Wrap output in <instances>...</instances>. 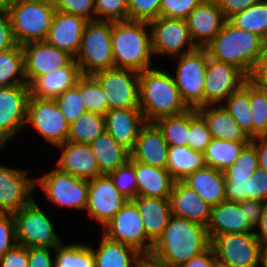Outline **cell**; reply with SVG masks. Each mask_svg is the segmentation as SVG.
<instances>
[{
    "instance_id": "50",
    "label": "cell",
    "mask_w": 267,
    "mask_h": 267,
    "mask_svg": "<svg viewBox=\"0 0 267 267\" xmlns=\"http://www.w3.org/2000/svg\"><path fill=\"white\" fill-rule=\"evenodd\" d=\"M161 0H128V20L149 22L159 17Z\"/></svg>"
},
{
    "instance_id": "60",
    "label": "cell",
    "mask_w": 267,
    "mask_h": 267,
    "mask_svg": "<svg viewBox=\"0 0 267 267\" xmlns=\"http://www.w3.org/2000/svg\"><path fill=\"white\" fill-rule=\"evenodd\" d=\"M226 200H248V181H225Z\"/></svg>"
},
{
    "instance_id": "3",
    "label": "cell",
    "mask_w": 267,
    "mask_h": 267,
    "mask_svg": "<svg viewBox=\"0 0 267 267\" xmlns=\"http://www.w3.org/2000/svg\"><path fill=\"white\" fill-rule=\"evenodd\" d=\"M139 108L147 122L178 115L189 109L172 74L155 67L139 72Z\"/></svg>"
},
{
    "instance_id": "59",
    "label": "cell",
    "mask_w": 267,
    "mask_h": 267,
    "mask_svg": "<svg viewBox=\"0 0 267 267\" xmlns=\"http://www.w3.org/2000/svg\"><path fill=\"white\" fill-rule=\"evenodd\" d=\"M239 203L241 209H244V213L246 214L245 216L249 225L256 230V227L261 219V213L263 212L265 202L248 199L239 201Z\"/></svg>"
},
{
    "instance_id": "25",
    "label": "cell",
    "mask_w": 267,
    "mask_h": 267,
    "mask_svg": "<svg viewBox=\"0 0 267 267\" xmlns=\"http://www.w3.org/2000/svg\"><path fill=\"white\" fill-rule=\"evenodd\" d=\"M82 76L75 59L67 66L37 77L30 85V97L41 99H56L66 90L76 86Z\"/></svg>"
},
{
    "instance_id": "43",
    "label": "cell",
    "mask_w": 267,
    "mask_h": 267,
    "mask_svg": "<svg viewBox=\"0 0 267 267\" xmlns=\"http://www.w3.org/2000/svg\"><path fill=\"white\" fill-rule=\"evenodd\" d=\"M257 168L256 148L250 142L244 147L237 160L223 172L225 181H248Z\"/></svg>"
},
{
    "instance_id": "46",
    "label": "cell",
    "mask_w": 267,
    "mask_h": 267,
    "mask_svg": "<svg viewBox=\"0 0 267 267\" xmlns=\"http://www.w3.org/2000/svg\"><path fill=\"white\" fill-rule=\"evenodd\" d=\"M117 190L127 199L132 200L137 197V179L135 175V161L129 160L111 171L109 174Z\"/></svg>"
},
{
    "instance_id": "7",
    "label": "cell",
    "mask_w": 267,
    "mask_h": 267,
    "mask_svg": "<svg viewBox=\"0 0 267 267\" xmlns=\"http://www.w3.org/2000/svg\"><path fill=\"white\" fill-rule=\"evenodd\" d=\"M177 66L172 77L180 92L183 102L189 109L203 106V93L209 53L206 48L175 56Z\"/></svg>"
},
{
    "instance_id": "33",
    "label": "cell",
    "mask_w": 267,
    "mask_h": 267,
    "mask_svg": "<svg viewBox=\"0 0 267 267\" xmlns=\"http://www.w3.org/2000/svg\"><path fill=\"white\" fill-rule=\"evenodd\" d=\"M101 174H109L130 158V152L106 130L89 144Z\"/></svg>"
},
{
    "instance_id": "62",
    "label": "cell",
    "mask_w": 267,
    "mask_h": 267,
    "mask_svg": "<svg viewBox=\"0 0 267 267\" xmlns=\"http://www.w3.org/2000/svg\"><path fill=\"white\" fill-rule=\"evenodd\" d=\"M258 156V167L267 172V136H257L251 139Z\"/></svg>"
},
{
    "instance_id": "23",
    "label": "cell",
    "mask_w": 267,
    "mask_h": 267,
    "mask_svg": "<svg viewBox=\"0 0 267 267\" xmlns=\"http://www.w3.org/2000/svg\"><path fill=\"white\" fill-rule=\"evenodd\" d=\"M55 147L62 151L55 165L60 171L86 180L102 175L96 158L88 144L66 141Z\"/></svg>"
},
{
    "instance_id": "11",
    "label": "cell",
    "mask_w": 267,
    "mask_h": 267,
    "mask_svg": "<svg viewBox=\"0 0 267 267\" xmlns=\"http://www.w3.org/2000/svg\"><path fill=\"white\" fill-rule=\"evenodd\" d=\"M102 229V234L111 240L141 254L151 253L154 243L147 237L139 210L132 200H128Z\"/></svg>"
},
{
    "instance_id": "57",
    "label": "cell",
    "mask_w": 267,
    "mask_h": 267,
    "mask_svg": "<svg viewBox=\"0 0 267 267\" xmlns=\"http://www.w3.org/2000/svg\"><path fill=\"white\" fill-rule=\"evenodd\" d=\"M248 82L254 87L267 90V56L262 53L248 76Z\"/></svg>"
},
{
    "instance_id": "38",
    "label": "cell",
    "mask_w": 267,
    "mask_h": 267,
    "mask_svg": "<svg viewBox=\"0 0 267 267\" xmlns=\"http://www.w3.org/2000/svg\"><path fill=\"white\" fill-rule=\"evenodd\" d=\"M104 115L85 112L69 125L68 142L90 144L105 131Z\"/></svg>"
},
{
    "instance_id": "34",
    "label": "cell",
    "mask_w": 267,
    "mask_h": 267,
    "mask_svg": "<svg viewBox=\"0 0 267 267\" xmlns=\"http://www.w3.org/2000/svg\"><path fill=\"white\" fill-rule=\"evenodd\" d=\"M206 167L204 152L188 146H169L166 169L175 181Z\"/></svg>"
},
{
    "instance_id": "24",
    "label": "cell",
    "mask_w": 267,
    "mask_h": 267,
    "mask_svg": "<svg viewBox=\"0 0 267 267\" xmlns=\"http://www.w3.org/2000/svg\"><path fill=\"white\" fill-rule=\"evenodd\" d=\"M171 215L185 218L204 226L210 220L211 206L200 195L185 185L175 181L169 196Z\"/></svg>"
},
{
    "instance_id": "20",
    "label": "cell",
    "mask_w": 267,
    "mask_h": 267,
    "mask_svg": "<svg viewBox=\"0 0 267 267\" xmlns=\"http://www.w3.org/2000/svg\"><path fill=\"white\" fill-rule=\"evenodd\" d=\"M223 12L214 0H204L186 18L192 42L205 48L226 23Z\"/></svg>"
},
{
    "instance_id": "6",
    "label": "cell",
    "mask_w": 267,
    "mask_h": 267,
    "mask_svg": "<svg viewBox=\"0 0 267 267\" xmlns=\"http://www.w3.org/2000/svg\"><path fill=\"white\" fill-rule=\"evenodd\" d=\"M75 61L82 75L114 68L111 21H89L84 29Z\"/></svg>"
},
{
    "instance_id": "37",
    "label": "cell",
    "mask_w": 267,
    "mask_h": 267,
    "mask_svg": "<svg viewBox=\"0 0 267 267\" xmlns=\"http://www.w3.org/2000/svg\"><path fill=\"white\" fill-rule=\"evenodd\" d=\"M234 118L247 136L253 138V121L250 106V82H246L239 90L233 92L221 104Z\"/></svg>"
},
{
    "instance_id": "45",
    "label": "cell",
    "mask_w": 267,
    "mask_h": 267,
    "mask_svg": "<svg viewBox=\"0 0 267 267\" xmlns=\"http://www.w3.org/2000/svg\"><path fill=\"white\" fill-rule=\"evenodd\" d=\"M212 140L204 118L196 109H188V147L204 152Z\"/></svg>"
},
{
    "instance_id": "19",
    "label": "cell",
    "mask_w": 267,
    "mask_h": 267,
    "mask_svg": "<svg viewBox=\"0 0 267 267\" xmlns=\"http://www.w3.org/2000/svg\"><path fill=\"white\" fill-rule=\"evenodd\" d=\"M24 51L25 78L29 86L37 77L67 66L74 57L48 44L34 41L22 45Z\"/></svg>"
},
{
    "instance_id": "40",
    "label": "cell",
    "mask_w": 267,
    "mask_h": 267,
    "mask_svg": "<svg viewBox=\"0 0 267 267\" xmlns=\"http://www.w3.org/2000/svg\"><path fill=\"white\" fill-rule=\"evenodd\" d=\"M238 29L249 31L267 39V0H260L228 20Z\"/></svg>"
},
{
    "instance_id": "28",
    "label": "cell",
    "mask_w": 267,
    "mask_h": 267,
    "mask_svg": "<svg viewBox=\"0 0 267 267\" xmlns=\"http://www.w3.org/2000/svg\"><path fill=\"white\" fill-rule=\"evenodd\" d=\"M196 110L207 123L212 138L234 142H251V139L221 104L205 105Z\"/></svg>"
},
{
    "instance_id": "32",
    "label": "cell",
    "mask_w": 267,
    "mask_h": 267,
    "mask_svg": "<svg viewBox=\"0 0 267 267\" xmlns=\"http://www.w3.org/2000/svg\"><path fill=\"white\" fill-rule=\"evenodd\" d=\"M98 248L92 245L95 267H134L142 255L134 248L111 240L101 233Z\"/></svg>"
},
{
    "instance_id": "56",
    "label": "cell",
    "mask_w": 267,
    "mask_h": 267,
    "mask_svg": "<svg viewBox=\"0 0 267 267\" xmlns=\"http://www.w3.org/2000/svg\"><path fill=\"white\" fill-rule=\"evenodd\" d=\"M16 45L8 12L0 11V52L14 48Z\"/></svg>"
},
{
    "instance_id": "39",
    "label": "cell",
    "mask_w": 267,
    "mask_h": 267,
    "mask_svg": "<svg viewBox=\"0 0 267 267\" xmlns=\"http://www.w3.org/2000/svg\"><path fill=\"white\" fill-rule=\"evenodd\" d=\"M63 243L54 248L55 267H95L90 245L81 242L68 245Z\"/></svg>"
},
{
    "instance_id": "47",
    "label": "cell",
    "mask_w": 267,
    "mask_h": 267,
    "mask_svg": "<svg viewBox=\"0 0 267 267\" xmlns=\"http://www.w3.org/2000/svg\"><path fill=\"white\" fill-rule=\"evenodd\" d=\"M55 100L69 124L85 113L86 110L82 103V95H80V78L75 87L66 90Z\"/></svg>"
},
{
    "instance_id": "64",
    "label": "cell",
    "mask_w": 267,
    "mask_h": 267,
    "mask_svg": "<svg viewBox=\"0 0 267 267\" xmlns=\"http://www.w3.org/2000/svg\"><path fill=\"white\" fill-rule=\"evenodd\" d=\"M134 267H170L151 254H142Z\"/></svg>"
},
{
    "instance_id": "12",
    "label": "cell",
    "mask_w": 267,
    "mask_h": 267,
    "mask_svg": "<svg viewBox=\"0 0 267 267\" xmlns=\"http://www.w3.org/2000/svg\"><path fill=\"white\" fill-rule=\"evenodd\" d=\"M28 124L51 146L62 144L68 139L70 124L55 99L29 97L25 126Z\"/></svg>"
},
{
    "instance_id": "65",
    "label": "cell",
    "mask_w": 267,
    "mask_h": 267,
    "mask_svg": "<svg viewBox=\"0 0 267 267\" xmlns=\"http://www.w3.org/2000/svg\"><path fill=\"white\" fill-rule=\"evenodd\" d=\"M261 266L267 267V243L261 245Z\"/></svg>"
},
{
    "instance_id": "61",
    "label": "cell",
    "mask_w": 267,
    "mask_h": 267,
    "mask_svg": "<svg viewBox=\"0 0 267 267\" xmlns=\"http://www.w3.org/2000/svg\"><path fill=\"white\" fill-rule=\"evenodd\" d=\"M180 267H219L213 248L210 246L201 254L192 257Z\"/></svg>"
},
{
    "instance_id": "52",
    "label": "cell",
    "mask_w": 267,
    "mask_h": 267,
    "mask_svg": "<svg viewBox=\"0 0 267 267\" xmlns=\"http://www.w3.org/2000/svg\"><path fill=\"white\" fill-rule=\"evenodd\" d=\"M17 244L14 215L0 213V257Z\"/></svg>"
},
{
    "instance_id": "51",
    "label": "cell",
    "mask_w": 267,
    "mask_h": 267,
    "mask_svg": "<svg viewBox=\"0 0 267 267\" xmlns=\"http://www.w3.org/2000/svg\"><path fill=\"white\" fill-rule=\"evenodd\" d=\"M204 0H161L159 16L186 19Z\"/></svg>"
},
{
    "instance_id": "1",
    "label": "cell",
    "mask_w": 267,
    "mask_h": 267,
    "mask_svg": "<svg viewBox=\"0 0 267 267\" xmlns=\"http://www.w3.org/2000/svg\"><path fill=\"white\" fill-rule=\"evenodd\" d=\"M210 244L206 226L171 215L150 254L170 267H180Z\"/></svg>"
},
{
    "instance_id": "26",
    "label": "cell",
    "mask_w": 267,
    "mask_h": 267,
    "mask_svg": "<svg viewBox=\"0 0 267 267\" xmlns=\"http://www.w3.org/2000/svg\"><path fill=\"white\" fill-rule=\"evenodd\" d=\"M106 131L125 149H134L137 136L146 122L140 108L114 109L104 114Z\"/></svg>"
},
{
    "instance_id": "9",
    "label": "cell",
    "mask_w": 267,
    "mask_h": 267,
    "mask_svg": "<svg viewBox=\"0 0 267 267\" xmlns=\"http://www.w3.org/2000/svg\"><path fill=\"white\" fill-rule=\"evenodd\" d=\"M18 245L55 248L62 240L54 231L52 220L33 199L28 205L14 213Z\"/></svg>"
},
{
    "instance_id": "5",
    "label": "cell",
    "mask_w": 267,
    "mask_h": 267,
    "mask_svg": "<svg viewBox=\"0 0 267 267\" xmlns=\"http://www.w3.org/2000/svg\"><path fill=\"white\" fill-rule=\"evenodd\" d=\"M7 12L17 44L24 45L46 40L56 10L52 0H17Z\"/></svg>"
},
{
    "instance_id": "10",
    "label": "cell",
    "mask_w": 267,
    "mask_h": 267,
    "mask_svg": "<svg viewBox=\"0 0 267 267\" xmlns=\"http://www.w3.org/2000/svg\"><path fill=\"white\" fill-rule=\"evenodd\" d=\"M210 246L219 267H260L261 244L254 232L216 236Z\"/></svg>"
},
{
    "instance_id": "21",
    "label": "cell",
    "mask_w": 267,
    "mask_h": 267,
    "mask_svg": "<svg viewBox=\"0 0 267 267\" xmlns=\"http://www.w3.org/2000/svg\"><path fill=\"white\" fill-rule=\"evenodd\" d=\"M169 145L155 122H145L130 157L139 163L166 169Z\"/></svg>"
},
{
    "instance_id": "31",
    "label": "cell",
    "mask_w": 267,
    "mask_h": 267,
    "mask_svg": "<svg viewBox=\"0 0 267 267\" xmlns=\"http://www.w3.org/2000/svg\"><path fill=\"white\" fill-rule=\"evenodd\" d=\"M137 196L169 198L175 180L167 169L135 161Z\"/></svg>"
},
{
    "instance_id": "30",
    "label": "cell",
    "mask_w": 267,
    "mask_h": 267,
    "mask_svg": "<svg viewBox=\"0 0 267 267\" xmlns=\"http://www.w3.org/2000/svg\"><path fill=\"white\" fill-rule=\"evenodd\" d=\"M181 181L196 191L211 207L226 200L225 176L222 171L206 166Z\"/></svg>"
},
{
    "instance_id": "67",
    "label": "cell",
    "mask_w": 267,
    "mask_h": 267,
    "mask_svg": "<svg viewBox=\"0 0 267 267\" xmlns=\"http://www.w3.org/2000/svg\"><path fill=\"white\" fill-rule=\"evenodd\" d=\"M6 144L7 142L0 136V149H2Z\"/></svg>"
},
{
    "instance_id": "8",
    "label": "cell",
    "mask_w": 267,
    "mask_h": 267,
    "mask_svg": "<svg viewBox=\"0 0 267 267\" xmlns=\"http://www.w3.org/2000/svg\"><path fill=\"white\" fill-rule=\"evenodd\" d=\"M41 187L53 205L85 211L88 201L89 180L75 177L56 167L35 178V188Z\"/></svg>"
},
{
    "instance_id": "44",
    "label": "cell",
    "mask_w": 267,
    "mask_h": 267,
    "mask_svg": "<svg viewBox=\"0 0 267 267\" xmlns=\"http://www.w3.org/2000/svg\"><path fill=\"white\" fill-rule=\"evenodd\" d=\"M250 106L253 121V138L267 136V90L250 83Z\"/></svg>"
},
{
    "instance_id": "15",
    "label": "cell",
    "mask_w": 267,
    "mask_h": 267,
    "mask_svg": "<svg viewBox=\"0 0 267 267\" xmlns=\"http://www.w3.org/2000/svg\"><path fill=\"white\" fill-rule=\"evenodd\" d=\"M247 81L248 77L237 67L209 57L203 93V106L222 104Z\"/></svg>"
},
{
    "instance_id": "29",
    "label": "cell",
    "mask_w": 267,
    "mask_h": 267,
    "mask_svg": "<svg viewBox=\"0 0 267 267\" xmlns=\"http://www.w3.org/2000/svg\"><path fill=\"white\" fill-rule=\"evenodd\" d=\"M132 201L139 210L147 237L155 243L171 216L169 198L137 196Z\"/></svg>"
},
{
    "instance_id": "4",
    "label": "cell",
    "mask_w": 267,
    "mask_h": 267,
    "mask_svg": "<svg viewBox=\"0 0 267 267\" xmlns=\"http://www.w3.org/2000/svg\"><path fill=\"white\" fill-rule=\"evenodd\" d=\"M263 47V38L255 33L238 29L227 20L205 48L210 58L231 64L248 77L256 60L263 53Z\"/></svg>"
},
{
    "instance_id": "53",
    "label": "cell",
    "mask_w": 267,
    "mask_h": 267,
    "mask_svg": "<svg viewBox=\"0 0 267 267\" xmlns=\"http://www.w3.org/2000/svg\"><path fill=\"white\" fill-rule=\"evenodd\" d=\"M248 199L267 201V172L260 167L248 180Z\"/></svg>"
},
{
    "instance_id": "42",
    "label": "cell",
    "mask_w": 267,
    "mask_h": 267,
    "mask_svg": "<svg viewBox=\"0 0 267 267\" xmlns=\"http://www.w3.org/2000/svg\"><path fill=\"white\" fill-rule=\"evenodd\" d=\"M80 95L86 112L104 115L108 111V99L99 82L92 75L80 77Z\"/></svg>"
},
{
    "instance_id": "63",
    "label": "cell",
    "mask_w": 267,
    "mask_h": 267,
    "mask_svg": "<svg viewBox=\"0 0 267 267\" xmlns=\"http://www.w3.org/2000/svg\"><path fill=\"white\" fill-rule=\"evenodd\" d=\"M260 231H254L257 239L260 241V244L267 243V201H265V205L263 208V212L261 213V219L256 227Z\"/></svg>"
},
{
    "instance_id": "2",
    "label": "cell",
    "mask_w": 267,
    "mask_h": 267,
    "mask_svg": "<svg viewBox=\"0 0 267 267\" xmlns=\"http://www.w3.org/2000/svg\"><path fill=\"white\" fill-rule=\"evenodd\" d=\"M112 53L115 68L136 72L152 68L153 50L148 22L111 21Z\"/></svg>"
},
{
    "instance_id": "18",
    "label": "cell",
    "mask_w": 267,
    "mask_h": 267,
    "mask_svg": "<svg viewBox=\"0 0 267 267\" xmlns=\"http://www.w3.org/2000/svg\"><path fill=\"white\" fill-rule=\"evenodd\" d=\"M27 172L0 165V213L14 214L34 199L35 179Z\"/></svg>"
},
{
    "instance_id": "55",
    "label": "cell",
    "mask_w": 267,
    "mask_h": 267,
    "mask_svg": "<svg viewBox=\"0 0 267 267\" xmlns=\"http://www.w3.org/2000/svg\"><path fill=\"white\" fill-rule=\"evenodd\" d=\"M0 267H28V248L16 245L0 257Z\"/></svg>"
},
{
    "instance_id": "14",
    "label": "cell",
    "mask_w": 267,
    "mask_h": 267,
    "mask_svg": "<svg viewBox=\"0 0 267 267\" xmlns=\"http://www.w3.org/2000/svg\"><path fill=\"white\" fill-rule=\"evenodd\" d=\"M148 24L154 56L175 57L197 48L191 40L186 19L159 16Z\"/></svg>"
},
{
    "instance_id": "66",
    "label": "cell",
    "mask_w": 267,
    "mask_h": 267,
    "mask_svg": "<svg viewBox=\"0 0 267 267\" xmlns=\"http://www.w3.org/2000/svg\"><path fill=\"white\" fill-rule=\"evenodd\" d=\"M17 0H0V11H7Z\"/></svg>"
},
{
    "instance_id": "49",
    "label": "cell",
    "mask_w": 267,
    "mask_h": 267,
    "mask_svg": "<svg viewBox=\"0 0 267 267\" xmlns=\"http://www.w3.org/2000/svg\"><path fill=\"white\" fill-rule=\"evenodd\" d=\"M55 10L96 21L95 0H52Z\"/></svg>"
},
{
    "instance_id": "58",
    "label": "cell",
    "mask_w": 267,
    "mask_h": 267,
    "mask_svg": "<svg viewBox=\"0 0 267 267\" xmlns=\"http://www.w3.org/2000/svg\"><path fill=\"white\" fill-rule=\"evenodd\" d=\"M223 12L226 20H229L237 13L243 12L260 0H214Z\"/></svg>"
},
{
    "instance_id": "36",
    "label": "cell",
    "mask_w": 267,
    "mask_h": 267,
    "mask_svg": "<svg viewBox=\"0 0 267 267\" xmlns=\"http://www.w3.org/2000/svg\"><path fill=\"white\" fill-rule=\"evenodd\" d=\"M27 85L25 78L24 51L16 45L0 52V87Z\"/></svg>"
},
{
    "instance_id": "13",
    "label": "cell",
    "mask_w": 267,
    "mask_h": 267,
    "mask_svg": "<svg viewBox=\"0 0 267 267\" xmlns=\"http://www.w3.org/2000/svg\"><path fill=\"white\" fill-rule=\"evenodd\" d=\"M108 99V111L139 108V72L110 68L92 74Z\"/></svg>"
},
{
    "instance_id": "48",
    "label": "cell",
    "mask_w": 267,
    "mask_h": 267,
    "mask_svg": "<svg viewBox=\"0 0 267 267\" xmlns=\"http://www.w3.org/2000/svg\"><path fill=\"white\" fill-rule=\"evenodd\" d=\"M97 21L128 20V0H95Z\"/></svg>"
},
{
    "instance_id": "41",
    "label": "cell",
    "mask_w": 267,
    "mask_h": 267,
    "mask_svg": "<svg viewBox=\"0 0 267 267\" xmlns=\"http://www.w3.org/2000/svg\"><path fill=\"white\" fill-rule=\"evenodd\" d=\"M169 146H188V110L155 121Z\"/></svg>"
},
{
    "instance_id": "68",
    "label": "cell",
    "mask_w": 267,
    "mask_h": 267,
    "mask_svg": "<svg viewBox=\"0 0 267 267\" xmlns=\"http://www.w3.org/2000/svg\"><path fill=\"white\" fill-rule=\"evenodd\" d=\"M263 53L267 56V39L264 40Z\"/></svg>"
},
{
    "instance_id": "16",
    "label": "cell",
    "mask_w": 267,
    "mask_h": 267,
    "mask_svg": "<svg viewBox=\"0 0 267 267\" xmlns=\"http://www.w3.org/2000/svg\"><path fill=\"white\" fill-rule=\"evenodd\" d=\"M29 97L28 85L0 87V136L7 143L25 128Z\"/></svg>"
},
{
    "instance_id": "17",
    "label": "cell",
    "mask_w": 267,
    "mask_h": 267,
    "mask_svg": "<svg viewBox=\"0 0 267 267\" xmlns=\"http://www.w3.org/2000/svg\"><path fill=\"white\" fill-rule=\"evenodd\" d=\"M114 185L108 174L89 180L88 201L85 211L103 227L128 201Z\"/></svg>"
},
{
    "instance_id": "27",
    "label": "cell",
    "mask_w": 267,
    "mask_h": 267,
    "mask_svg": "<svg viewBox=\"0 0 267 267\" xmlns=\"http://www.w3.org/2000/svg\"><path fill=\"white\" fill-rule=\"evenodd\" d=\"M245 215L239 202L225 200L211 207L210 220L206 226L210 241L223 234L254 232Z\"/></svg>"
},
{
    "instance_id": "35",
    "label": "cell",
    "mask_w": 267,
    "mask_h": 267,
    "mask_svg": "<svg viewBox=\"0 0 267 267\" xmlns=\"http://www.w3.org/2000/svg\"><path fill=\"white\" fill-rule=\"evenodd\" d=\"M249 143L212 138L204 151L206 166L224 172L237 160L244 147Z\"/></svg>"
},
{
    "instance_id": "22",
    "label": "cell",
    "mask_w": 267,
    "mask_h": 267,
    "mask_svg": "<svg viewBox=\"0 0 267 267\" xmlns=\"http://www.w3.org/2000/svg\"><path fill=\"white\" fill-rule=\"evenodd\" d=\"M88 22L80 16L56 10L45 41L75 58Z\"/></svg>"
},
{
    "instance_id": "54",
    "label": "cell",
    "mask_w": 267,
    "mask_h": 267,
    "mask_svg": "<svg viewBox=\"0 0 267 267\" xmlns=\"http://www.w3.org/2000/svg\"><path fill=\"white\" fill-rule=\"evenodd\" d=\"M53 254H54V248H49V247L28 248V267H55L54 256H52Z\"/></svg>"
}]
</instances>
